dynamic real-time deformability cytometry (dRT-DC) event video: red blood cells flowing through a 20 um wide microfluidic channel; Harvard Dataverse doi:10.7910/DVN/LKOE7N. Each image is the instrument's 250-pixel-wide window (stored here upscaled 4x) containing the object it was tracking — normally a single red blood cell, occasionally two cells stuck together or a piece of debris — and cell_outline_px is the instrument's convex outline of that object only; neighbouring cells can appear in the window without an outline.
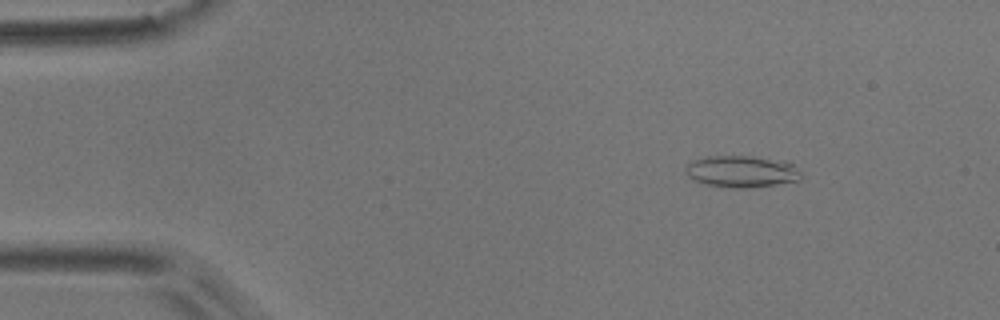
{"species": "common noctule bat (a hibernating species)", "species_latin": "Nyctalus noctula", "temperature_condition": "room temperature", "stored_images_in_passage": 17, "camera_frame_rate_fps": 3000, "um_per_image_px": 0.085, "animal": {"sex": "male", "body_mass_g": 17.9}, "frame": {"image": 1, "passage_image": 7, "time_ms": 2.0, "image_size_px": [1000, 320], "cell_outline_px": [[800, 180], [752, 188], [732, 188], [704, 184], [692, 180], [684, 172], [684, 168], [692, 160], [708, 156], [752, 156], [788, 160], [800, 172]], "centroid_in_image_um": [63.02, 14.57], "position_along_channel_um": 22.0, "area_um2": 21.73}}